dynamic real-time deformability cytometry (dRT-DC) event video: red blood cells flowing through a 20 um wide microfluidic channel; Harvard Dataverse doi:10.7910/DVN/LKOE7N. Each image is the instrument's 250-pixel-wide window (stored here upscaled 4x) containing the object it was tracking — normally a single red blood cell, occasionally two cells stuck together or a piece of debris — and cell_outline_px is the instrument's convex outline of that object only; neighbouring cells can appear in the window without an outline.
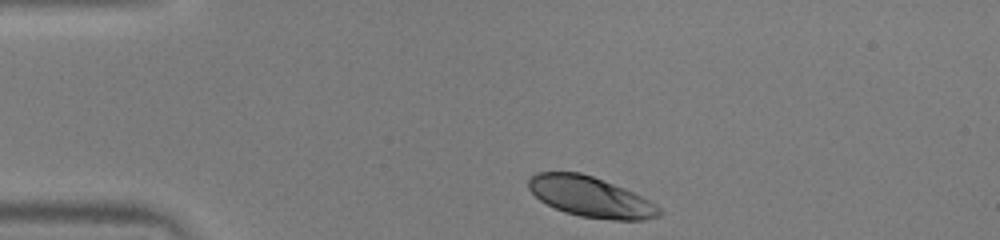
{"species": "human", "species_latin": "Homo sapiens", "temperature_condition": "warm", "stored_images_in_passage": 36, "camera_frame_rate_fps": 3000, "um_per_image_px": 0.085, "donor": {"sex": "male"}, "frame": {"image": 1, "passage_image": 1, "time_ms": 0.0, "image_size_px": [1000, 240], "cell_outline_px": [[664, 212], [660, 216], [644, 220], [612, 220], [580, 216], [564, 212], [540, 200], [528, 188], [528, 180], [536, 172], [580, 172], [592, 176], [624, 188], [648, 200], [660, 208]], "centroid_in_image_um": [50.21, 16.74], "position_along_channel_um": 34.8, "area_um2": 30.52}}
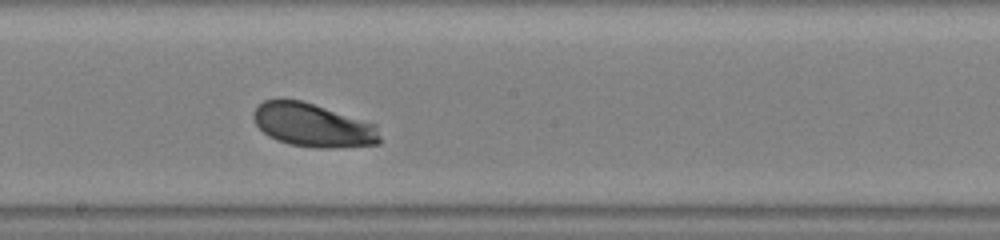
{"frame": {"image": 2, "passage_image": 19, "time_ms": 6.0, "image_size_px": [1000, 240], "cell_outline_px": [[380, 144], [332, 148], [316, 148], [288, 144], [276, 140], [268, 136], [256, 124], [252, 116], [252, 112], [264, 100], [300, 100], [376, 124], [380, 136]], "centroid_in_image_um": [26.6, 10.66], "position_along_channel_um": 221.6, "area_um2": 31.85}}
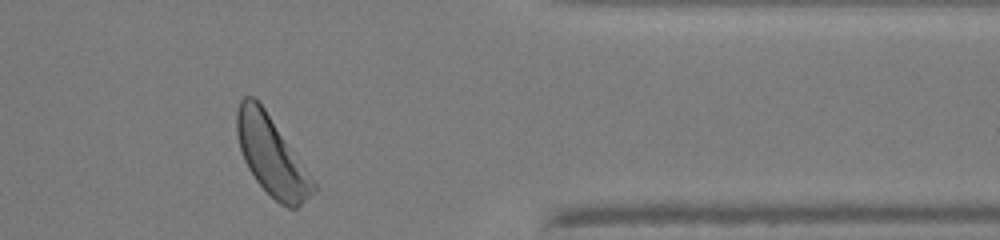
{"frame": {"image": 3, "passage_image": 33, "time_ms": 10.667, "image_size_px": [1000, 240], "cell_outline_px": [[320, 188], [316, 192], [296, 208], [288, 208], [280, 204], [256, 180], [248, 168], [244, 160], [240, 148], [236, 132], [236, 112], [240, 100], [244, 96], [252, 96], [264, 108]], "centroid_in_image_um": [23.1, 13.27], "position_along_channel_um": 388.3, "area_um2": 34.74}, "authors_computed_cell_mechanics": {"area_um2": 32.079, "velocity_mm_per_s": 3.9447, "shape_relaxation_time_tau1_ms": 0.8006, "shape_relaxation_time_tau2_ms": null, "deformation_change_tau1": 0.0923, "deformation_change_tau2": null}}